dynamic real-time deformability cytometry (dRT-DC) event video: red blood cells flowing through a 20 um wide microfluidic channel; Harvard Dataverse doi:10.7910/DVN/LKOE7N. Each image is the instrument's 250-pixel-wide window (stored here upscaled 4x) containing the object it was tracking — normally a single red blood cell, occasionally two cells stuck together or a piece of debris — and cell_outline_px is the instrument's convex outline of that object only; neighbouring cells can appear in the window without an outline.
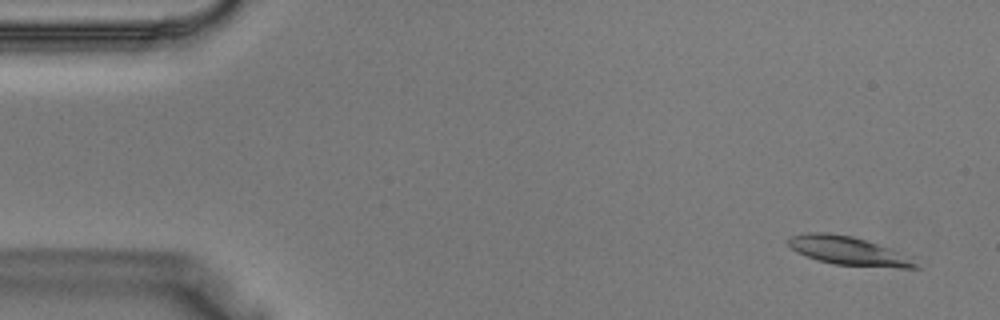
{"species": "Egyptian fruit bat (a non-hibernating species)", "species_latin": "Rousettus aegyptiacus", "temperature_condition": "warm", "stored_images_in_passage": 37, "camera_frame_rate_fps": 3000, "um_per_image_px": 0.085, "animal": {"sex": "male"}, "frame": {"image": 1, "passage_image": 1, "time_ms": 0.0, "image_size_px": [1000, 320], "cell_outline_px": [[920, 268], [900, 268], [836, 264], [816, 260], [796, 252], [788, 244], [788, 236], [804, 232], [828, 232], [852, 236], [868, 240], [916, 264]], "centroid_in_image_um": [71.89, 21.29], "position_along_channel_um": 13.1, "area_um2": 20.46}}
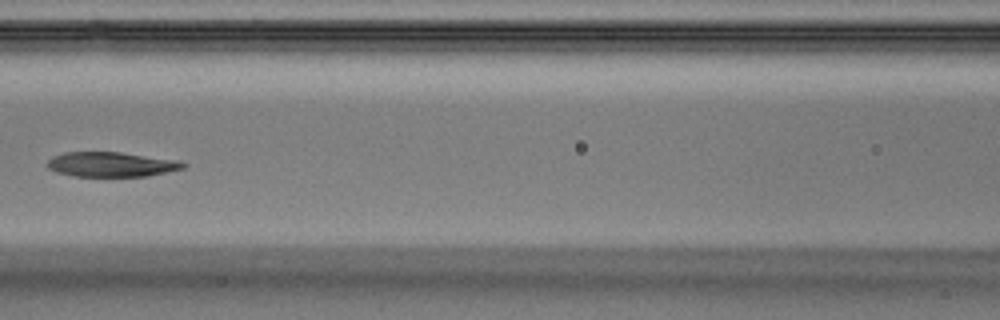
{"frame": {"image": 2, "passage_image": 16, "time_ms": 5.0, "image_size_px": [1000, 320], "cell_outline_px": [[188, 164], [184, 168], [148, 176], [72, 176], [56, 172], [48, 168], [48, 160], [52, 156], [64, 152], [120, 152], [176, 160]], "centroid_in_image_um": [9.44, 13.97], "position_along_channel_um": 157.2, "area_um2": 19.54}}
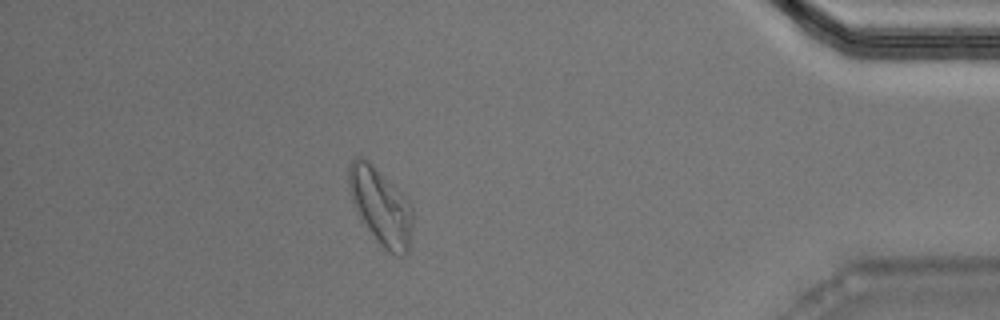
{"frame": {"image": 3, "passage_image": 33, "time_ms": 10.667, "image_size_px": [1000, 320], "cell_outline_px": [[412, 224], [408, 252], [404, 256], [392, 252], [384, 248], [376, 240], [356, 212], [348, 188], [348, 164], [356, 156], [360, 156], [368, 160], [408, 200], [412, 208]], "centroid_in_image_um": [32.33, 17.52], "position_along_channel_um": 402.9, "area_um2": 28.21}}